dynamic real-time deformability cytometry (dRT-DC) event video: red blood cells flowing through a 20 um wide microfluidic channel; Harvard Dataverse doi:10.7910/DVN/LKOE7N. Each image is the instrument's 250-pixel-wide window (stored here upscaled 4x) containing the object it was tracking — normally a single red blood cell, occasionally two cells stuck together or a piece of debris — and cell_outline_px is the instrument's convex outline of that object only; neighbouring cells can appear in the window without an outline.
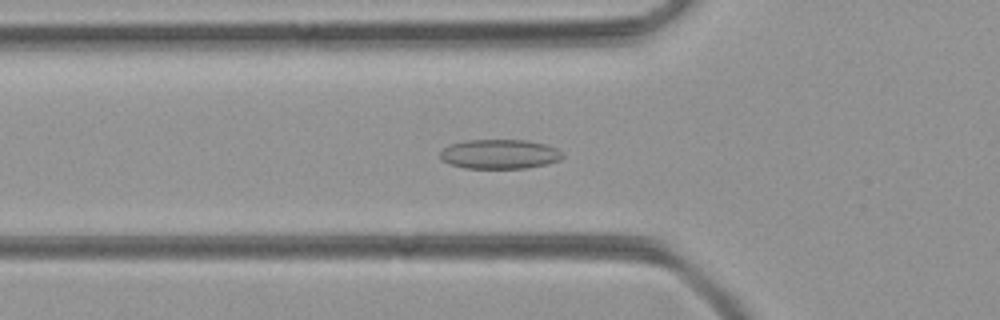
{"species": "common noctule bat (a hibernating species)", "species_latin": "Nyctalus noctula", "temperature_condition": "room temperature", "stored_images_in_passage": 35, "camera_frame_rate_fps": 3000, "um_per_image_px": 0.085, "animal": {"sex": "female", "body_mass_g": 21.9}, "frame": {"image": 1, "passage_image": 2, "time_ms": 0.333, "image_size_px": [1000, 320], "cell_outline_px": [[564, 156], [560, 160], [548, 164], [524, 168], [464, 168], [448, 164], [440, 160], [440, 152], [448, 144], [464, 140], [528, 140], [544, 144], [556, 148]], "centroid_in_image_um": [42.42, 13.1], "position_along_channel_um": 83.4, "area_um2": 21.21}}
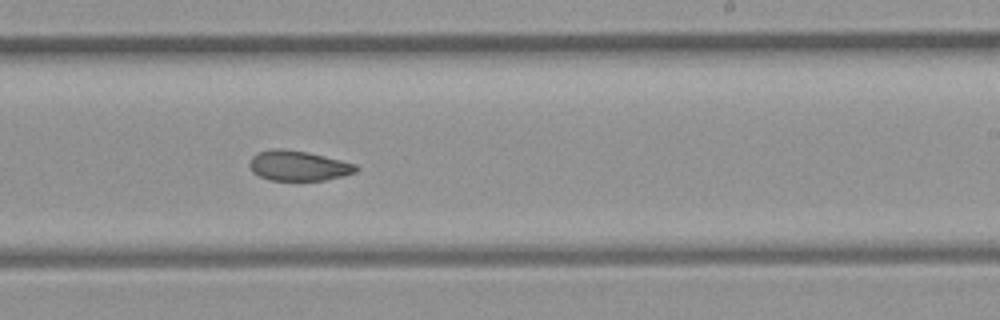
{"frame": {"image": 2, "passage_image": 15, "time_ms": 4.667, "image_size_px": [1000, 320], "cell_outline_px": [[360, 168], [356, 172], [344, 176], [324, 180], [268, 180], [252, 172], [248, 164], [252, 156], [256, 152], [272, 148], [284, 148], [308, 152], [356, 164]], "centroid_in_image_um": [25.34, 14.08], "position_along_channel_um": 263.7, "area_um2": 18.9}}
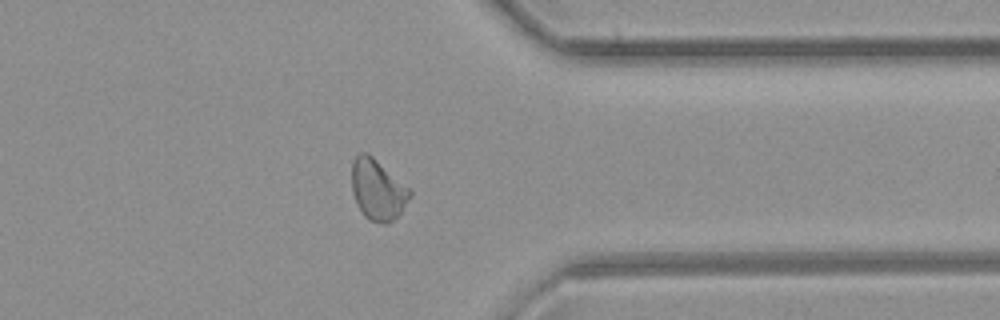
{"frame": {"image": 3, "passage_image": 24, "time_ms": 7.667, "image_size_px": [1000, 320], "cell_outline_px": [[412, 196], [400, 212], [388, 224], [384, 224], [368, 220], [364, 216], [356, 204], [352, 192], [352, 160], [360, 152], [368, 152], [408, 188], [412, 192]], "centroid_in_image_um": [32.07, 16.13], "position_along_channel_um": 379.3, "area_um2": 20.46}}